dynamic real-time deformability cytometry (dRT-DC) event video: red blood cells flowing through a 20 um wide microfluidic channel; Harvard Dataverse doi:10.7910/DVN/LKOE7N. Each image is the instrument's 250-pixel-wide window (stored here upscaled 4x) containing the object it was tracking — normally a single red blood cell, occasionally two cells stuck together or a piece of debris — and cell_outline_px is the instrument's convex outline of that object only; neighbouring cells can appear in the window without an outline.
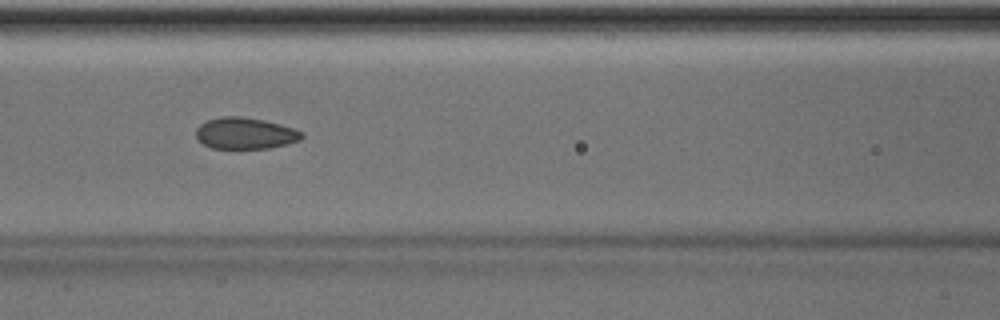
{"species": "Egyptian fruit bat (a non-hibernating species)", "species_latin": "Rousettus aegyptiacus", "temperature_condition": "room temperature", "stored_images_in_passage": 50, "camera_frame_rate_fps": 3000, "um_per_image_px": 0.085, "animal": {"sex": "male"}, "frame": {"image": 1, "passage_image": 22, "time_ms": 7.0, "image_size_px": [1000, 320], "cell_outline_px": [[304, 136], [300, 140], [288, 144], [268, 148], [212, 148], [196, 140], [196, 128], [200, 124], [208, 120], [220, 116], [244, 116], [264, 120], [280, 124], [292, 128], [300, 132]], "centroid_in_image_um": [20.81, 11.32], "position_along_channel_um": 145.8, "area_um2": 19.42}}
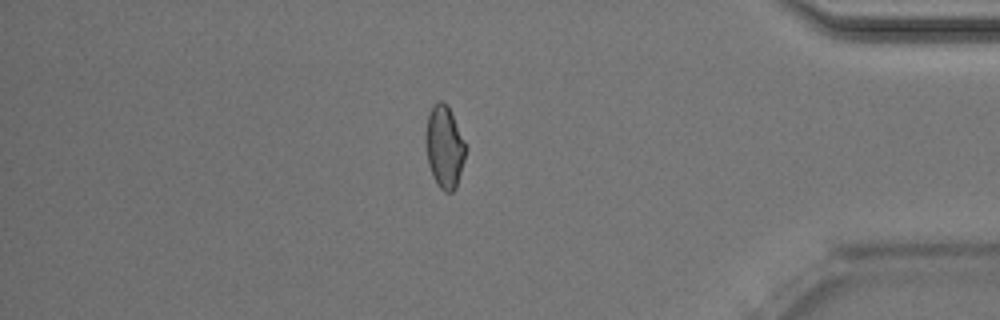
{"frame": {"image": 2, "passage_image": 43, "time_ms": 14.0, "image_size_px": [1000, 320], "cell_outline_px": [[468, 148], [456, 188], [452, 192], [444, 192], [436, 184], [432, 176], [428, 164], [428, 116], [432, 104], [436, 100], [440, 100], [448, 104], [468, 144]], "centroid_in_image_um": [37.85, 12.47], "position_along_channel_um": 397.3, "area_um2": 19.31}, "authors_computed_cell_mechanics": {"area_um2": 19.8832, "velocity_mm_per_s": 4.0568, "shape_relaxation_time_tau1_ms": null, "shape_relaxation_time_tau2_ms": 1.668, "deformation_change_tau1": null, "deformation_change_tau2": 0.0616}}